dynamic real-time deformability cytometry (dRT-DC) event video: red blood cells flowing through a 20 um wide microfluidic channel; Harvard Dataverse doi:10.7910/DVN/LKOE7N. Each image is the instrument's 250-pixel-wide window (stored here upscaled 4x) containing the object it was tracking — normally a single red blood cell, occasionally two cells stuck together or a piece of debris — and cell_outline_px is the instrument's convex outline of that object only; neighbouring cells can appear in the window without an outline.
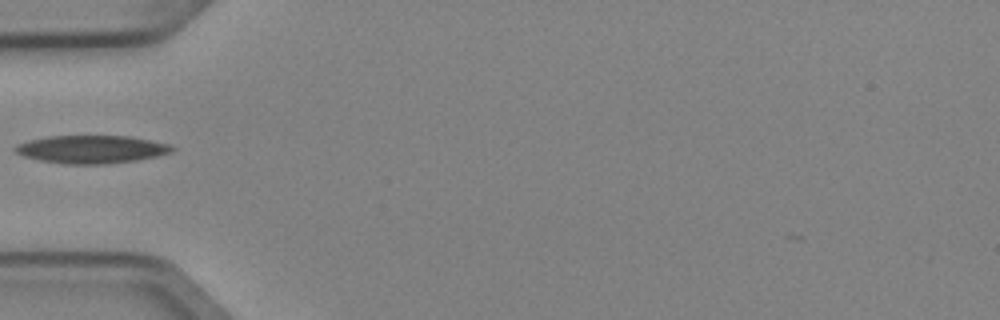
{"species": "Egyptian fruit bat (a non-hibernating species)", "species_latin": "Rousettus aegyptiacus", "temperature_condition": "cold", "stored_images_in_passage": 5, "camera_frame_rate_fps": 3000, "um_per_image_px": 0.085, "animal": {"sex": "female"}, "frame": {"image": 1, "passage_image": 5, "time_ms": 1.333, "image_size_px": [1000, 320], "cell_outline_px": [[176, 148], [172, 152], [156, 156], [136, 160], [104, 164], [64, 164], [40, 160], [24, 156], [16, 152], [12, 148], [16, 144], [28, 140], [48, 136], [132, 136], [168, 144]], "centroid_in_image_um": [7.75, 12.69], "position_along_channel_um": 77.2, "area_um2": 25.55}}